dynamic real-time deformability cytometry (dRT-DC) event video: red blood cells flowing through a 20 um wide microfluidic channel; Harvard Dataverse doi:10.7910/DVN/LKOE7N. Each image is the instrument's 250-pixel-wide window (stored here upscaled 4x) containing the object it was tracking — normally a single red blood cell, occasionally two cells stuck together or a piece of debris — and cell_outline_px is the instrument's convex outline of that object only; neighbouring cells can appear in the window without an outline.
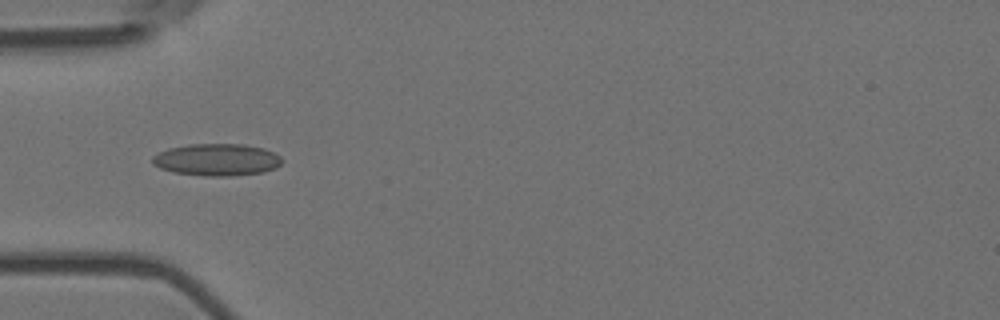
{"species": "Egyptian fruit bat (a non-hibernating species)", "species_latin": "Rousettus aegyptiacus", "temperature_condition": "room temperature", "stored_images_in_passage": 7, "camera_frame_rate_fps": 3000, "um_per_image_px": 0.085, "animal": {"sex": "female"}, "frame": {"image": 1, "passage_image": 4, "time_ms": 1.0, "image_size_px": [1000, 320], "cell_outline_px": [[284, 160], [276, 168], [264, 172], [228, 176], [204, 176], [172, 172], [160, 168], [152, 164], [152, 156], [168, 148], [188, 144], [244, 144], [264, 148], [280, 156]], "centroid_in_image_um": [18.43, 13.57], "position_along_channel_um": 66.6, "area_um2": 24.39}}
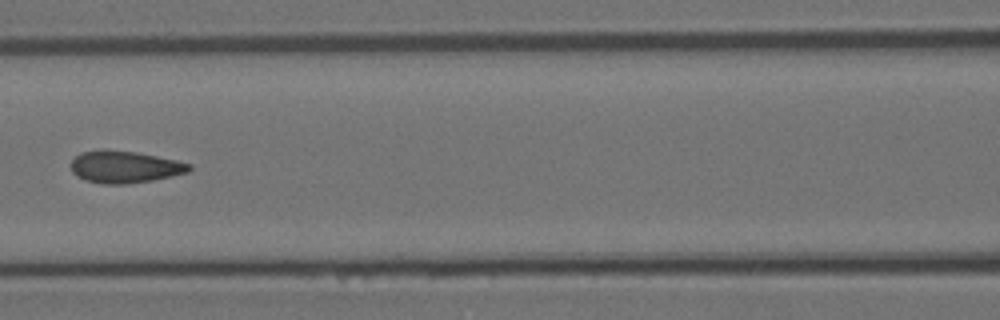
{"frame": {"image": 2, "passage_image": 6, "time_ms": 1.667, "image_size_px": [1000, 320], "cell_outline_px": [[192, 168], [188, 172], [172, 176], [152, 180], [128, 184], [104, 184], [84, 180], [76, 176], [72, 172], [72, 160], [80, 152], [100, 148], [104, 148], [136, 152], [176, 160], [192, 164]], "centroid_in_image_um": [10.58, 14.17], "position_along_channel_um": 156.0, "area_um2": 22.37}}
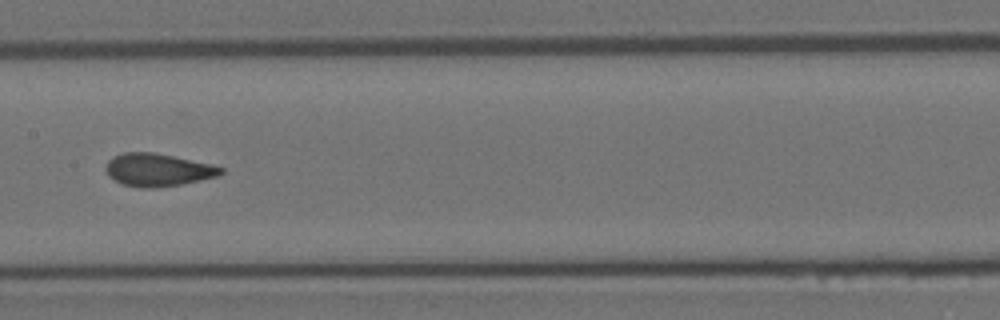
{"frame": {"image": 3, "passage_image": 7, "time_ms": 2.0, "image_size_px": [1000, 320], "cell_outline_px": [[224, 172], [220, 176], [180, 184], [156, 188], [140, 188], [124, 184], [108, 176], [104, 168], [108, 160], [112, 156], [124, 152], [152, 152], [212, 164], [224, 168]], "centroid_in_image_um": [13.41, 14.44], "position_along_channel_um": 194.0, "area_um2": 22.02}}